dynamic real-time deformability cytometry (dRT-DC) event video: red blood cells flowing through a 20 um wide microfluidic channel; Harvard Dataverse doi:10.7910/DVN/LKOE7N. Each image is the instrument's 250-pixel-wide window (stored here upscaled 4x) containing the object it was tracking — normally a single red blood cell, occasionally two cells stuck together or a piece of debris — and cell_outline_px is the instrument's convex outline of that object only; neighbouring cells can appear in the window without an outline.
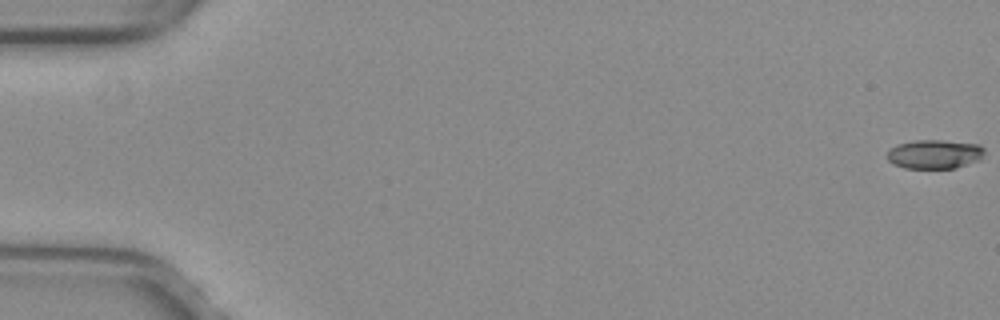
{"species": "common noctule bat (a hibernating species)", "species_latin": "Nyctalus noctula", "temperature_condition": "warm", "stored_images_in_passage": 12, "camera_frame_rate_fps": 3000, "um_per_image_px": 0.085, "animal": {"sex": "female", "body_mass_g": 29.2, "forearm_length_mm": 56.3}, "frame": {"image": 1, "passage_image": 1, "time_ms": 0.0, "image_size_px": [1000, 320], "cell_outline_px": [[984, 152], [980, 160], [956, 168], [904, 168], [888, 160], [888, 152], [892, 148], [900, 144], [916, 140], [944, 140], [980, 144], [984, 148]], "centroid_in_image_um": [79.5, 13.1], "position_along_channel_um": 5.5, "area_um2": 16.36}}